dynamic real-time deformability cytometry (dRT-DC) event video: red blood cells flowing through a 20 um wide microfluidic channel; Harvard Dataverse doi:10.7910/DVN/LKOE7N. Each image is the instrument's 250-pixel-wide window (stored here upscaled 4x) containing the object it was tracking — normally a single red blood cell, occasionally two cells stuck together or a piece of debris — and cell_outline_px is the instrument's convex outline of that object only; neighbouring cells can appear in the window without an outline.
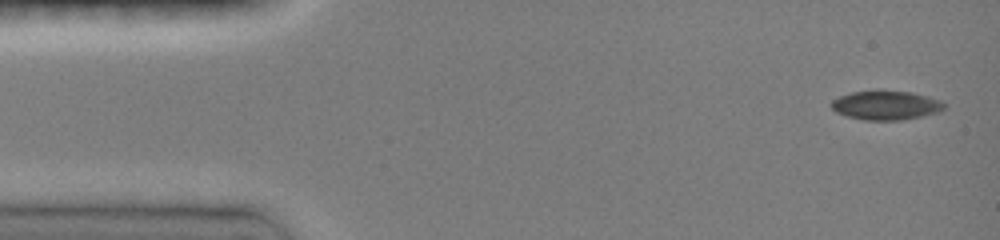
{"species": "common noctule bat (a hibernating species)", "species_latin": "Nyctalus noctula", "temperature_condition": "room temperature", "stored_images_in_passage": 23, "camera_frame_rate_fps": 3000, "um_per_image_px": 0.085, "animal": {"sex": "female", "body_mass_g": 19.0, "forearm_length_mm": 51.5}, "frame": {"image": 1, "passage_image": 1, "time_ms": 0.0, "image_size_px": [1000, 240], "cell_outline_px": [[948, 104], [940, 112], [900, 120], [864, 120], [848, 116], [836, 112], [832, 108], [832, 100], [840, 96], [852, 92], [876, 88], [880, 88], [912, 92], [928, 96], [940, 100]], "centroid_in_image_um": [75.33, 8.91], "position_along_channel_um": 9.7, "area_um2": 19.65}}
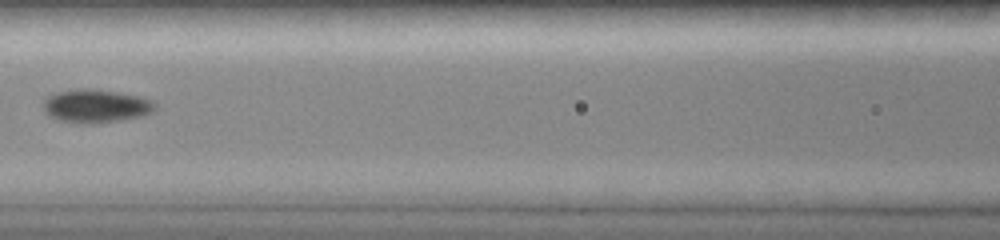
{"frame": {"image": 2, "passage_image": 11, "time_ms": 6.333, "image_size_px": [1000, 240], "cell_outline_px": [[156, 108], [152, 112], [144, 116], [120, 120], [92, 124], [84, 124], [60, 120], [48, 116], [44, 112], [44, 100], [48, 96], [56, 92], [80, 88], [92, 88], [140, 96], [152, 100], [156, 104]], "centroid_in_image_um": [8.16, 9.01], "position_along_channel_um": 158.4, "area_um2": 21.91}}
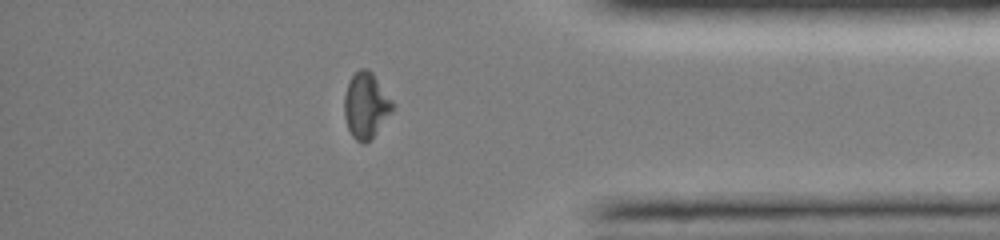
{"frame": {"image": 3, "passage_image": 21, "time_ms": 12.667, "image_size_px": [1000, 240], "cell_outline_px": [[396, 104], [372, 136], [364, 144], [360, 144], [352, 136], [348, 128], [344, 116], [344, 96], [348, 84], [352, 76], [360, 68], [368, 68], [372, 72]], "centroid_in_image_um": [31.09, 8.93], "position_along_channel_um": 404.1, "area_um2": 18.21}, "authors_computed_cell_mechanics": {"area_um2": 19.4208, "velocity_mm_per_s": 4.0608, "shape_relaxation_time_tau1_ms": 4.1837, "shape_relaxation_time_tau2_ms": 8.2116, "deformation_change_tau1": 0.122, "deformation_change_tau2": 0.0883}}